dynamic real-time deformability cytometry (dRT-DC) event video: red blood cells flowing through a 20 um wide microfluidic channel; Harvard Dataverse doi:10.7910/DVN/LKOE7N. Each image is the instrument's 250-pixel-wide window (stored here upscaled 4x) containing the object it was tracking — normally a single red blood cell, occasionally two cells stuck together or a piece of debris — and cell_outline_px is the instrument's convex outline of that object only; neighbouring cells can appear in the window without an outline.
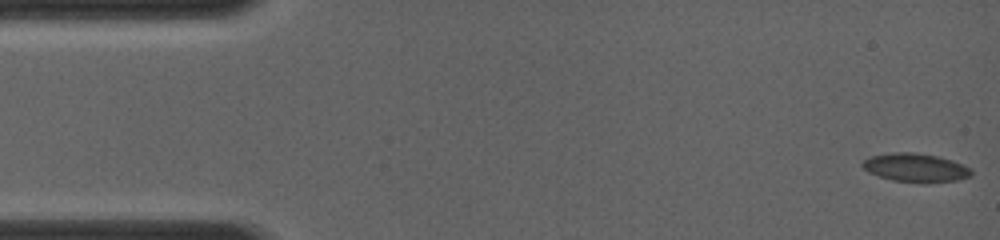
{"species": "common noctule bat (a hibernating species)", "species_latin": "Nyctalus noctula", "temperature_condition": "room temperature", "stored_images_in_passage": 25, "camera_frame_rate_fps": 4000, "um_per_image_px": 0.085, "animal": {"sex": "female", "body_mass_g": 19.0, "forearm_length_mm": 56.7}, "frame": {"image": 1, "passage_image": 1, "time_ms": 0.0, "image_size_px": [1000, 240], "cell_outline_px": [[972, 176], [960, 180], [892, 180], [868, 172], [860, 164], [864, 160], [872, 156], [896, 152], [912, 152], [936, 156], [952, 160], [972, 168]], "centroid_in_image_um": [77.83, 14.21], "position_along_channel_um": 7.2, "area_um2": 17.34}}
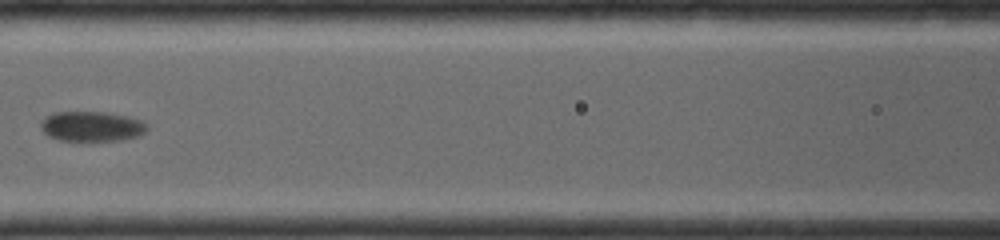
{"frame": {"image": 2, "passage_image": 22, "time_ms": 6.5, "image_size_px": [1000, 240], "cell_outline_px": [[148, 124], [144, 132], [132, 136], [112, 140], [64, 140], [52, 136], [44, 132], [40, 124], [44, 116], [52, 112], [104, 112], [128, 116], [140, 120]], "centroid_in_image_um": [7.75, 10.7], "position_along_channel_um": 158.9, "area_um2": 18.03}}
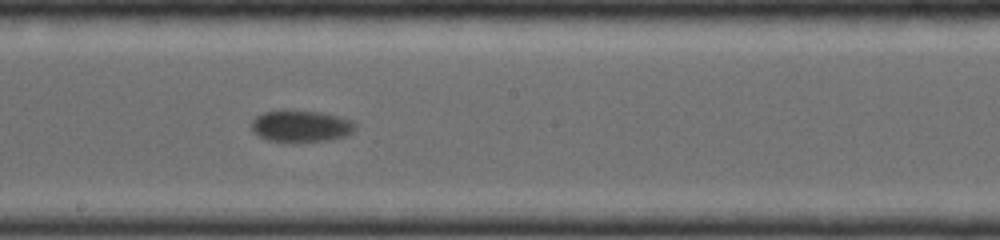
{"frame": {"image": 3, "passage_image": 25, "time_ms": 8.0, "image_size_px": [1000, 240], "cell_outline_px": [[356, 128], [348, 132], [336, 136], [320, 140], [272, 140], [260, 136], [252, 128], [252, 120], [256, 116], [264, 112], [320, 112], [352, 120], [356, 124]], "centroid_in_image_um": [25.55, 10.69], "position_along_channel_um": 222.6, "area_um2": 17.57}}